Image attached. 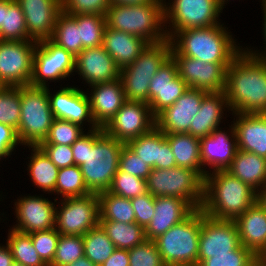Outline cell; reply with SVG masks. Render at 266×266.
Wrapping results in <instances>:
<instances>
[{
	"label": "cell",
	"mask_w": 266,
	"mask_h": 266,
	"mask_svg": "<svg viewBox=\"0 0 266 266\" xmlns=\"http://www.w3.org/2000/svg\"><path fill=\"white\" fill-rule=\"evenodd\" d=\"M125 144L107 135L103 128L89 130L72 145L74 165L80 166L91 193L108 191L119 169V156Z\"/></svg>",
	"instance_id": "cell-1"
},
{
	"label": "cell",
	"mask_w": 266,
	"mask_h": 266,
	"mask_svg": "<svg viewBox=\"0 0 266 266\" xmlns=\"http://www.w3.org/2000/svg\"><path fill=\"white\" fill-rule=\"evenodd\" d=\"M224 92L232 113L266 114V59L243 50L226 70Z\"/></svg>",
	"instance_id": "cell-2"
},
{
	"label": "cell",
	"mask_w": 266,
	"mask_h": 266,
	"mask_svg": "<svg viewBox=\"0 0 266 266\" xmlns=\"http://www.w3.org/2000/svg\"><path fill=\"white\" fill-rule=\"evenodd\" d=\"M224 24L174 32L170 54H181L206 63H231L243 50ZM241 47V48H240Z\"/></svg>",
	"instance_id": "cell-3"
},
{
	"label": "cell",
	"mask_w": 266,
	"mask_h": 266,
	"mask_svg": "<svg viewBox=\"0 0 266 266\" xmlns=\"http://www.w3.org/2000/svg\"><path fill=\"white\" fill-rule=\"evenodd\" d=\"M256 202V191L227 170L204 178L203 213L214 219L235 220Z\"/></svg>",
	"instance_id": "cell-4"
},
{
	"label": "cell",
	"mask_w": 266,
	"mask_h": 266,
	"mask_svg": "<svg viewBox=\"0 0 266 266\" xmlns=\"http://www.w3.org/2000/svg\"><path fill=\"white\" fill-rule=\"evenodd\" d=\"M164 1L153 0L149 4L131 6L110 4L105 15L106 25L140 37L148 44L162 42L168 39L164 29Z\"/></svg>",
	"instance_id": "cell-5"
},
{
	"label": "cell",
	"mask_w": 266,
	"mask_h": 266,
	"mask_svg": "<svg viewBox=\"0 0 266 266\" xmlns=\"http://www.w3.org/2000/svg\"><path fill=\"white\" fill-rule=\"evenodd\" d=\"M202 210L195 209L185 220L154 240L165 266H197Z\"/></svg>",
	"instance_id": "cell-6"
},
{
	"label": "cell",
	"mask_w": 266,
	"mask_h": 266,
	"mask_svg": "<svg viewBox=\"0 0 266 266\" xmlns=\"http://www.w3.org/2000/svg\"><path fill=\"white\" fill-rule=\"evenodd\" d=\"M21 116L17 136L20 145L38 146L46 138L54 115L48 87L20 86Z\"/></svg>",
	"instance_id": "cell-7"
},
{
	"label": "cell",
	"mask_w": 266,
	"mask_h": 266,
	"mask_svg": "<svg viewBox=\"0 0 266 266\" xmlns=\"http://www.w3.org/2000/svg\"><path fill=\"white\" fill-rule=\"evenodd\" d=\"M171 42L147 44L133 63L120 69L127 100L149 104V86L161 65L170 57Z\"/></svg>",
	"instance_id": "cell-8"
},
{
	"label": "cell",
	"mask_w": 266,
	"mask_h": 266,
	"mask_svg": "<svg viewBox=\"0 0 266 266\" xmlns=\"http://www.w3.org/2000/svg\"><path fill=\"white\" fill-rule=\"evenodd\" d=\"M146 185L147 192L154 197H177L187 201L194 209L202 207L204 179L195 170L184 167L152 168Z\"/></svg>",
	"instance_id": "cell-9"
},
{
	"label": "cell",
	"mask_w": 266,
	"mask_h": 266,
	"mask_svg": "<svg viewBox=\"0 0 266 266\" xmlns=\"http://www.w3.org/2000/svg\"><path fill=\"white\" fill-rule=\"evenodd\" d=\"M171 1H164V24L168 38L176 31L220 24L218 18L224 7L218 0Z\"/></svg>",
	"instance_id": "cell-10"
},
{
	"label": "cell",
	"mask_w": 266,
	"mask_h": 266,
	"mask_svg": "<svg viewBox=\"0 0 266 266\" xmlns=\"http://www.w3.org/2000/svg\"><path fill=\"white\" fill-rule=\"evenodd\" d=\"M56 206L55 228L61 235L83 236L99 225V198L95 193L61 199Z\"/></svg>",
	"instance_id": "cell-11"
},
{
	"label": "cell",
	"mask_w": 266,
	"mask_h": 266,
	"mask_svg": "<svg viewBox=\"0 0 266 266\" xmlns=\"http://www.w3.org/2000/svg\"><path fill=\"white\" fill-rule=\"evenodd\" d=\"M37 42L0 40V83L6 87L30 85Z\"/></svg>",
	"instance_id": "cell-12"
},
{
	"label": "cell",
	"mask_w": 266,
	"mask_h": 266,
	"mask_svg": "<svg viewBox=\"0 0 266 266\" xmlns=\"http://www.w3.org/2000/svg\"><path fill=\"white\" fill-rule=\"evenodd\" d=\"M75 61L76 57L50 39L37 42L30 86L47 87L49 80L55 82L66 79L75 72Z\"/></svg>",
	"instance_id": "cell-13"
},
{
	"label": "cell",
	"mask_w": 266,
	"mask_h": 266,
	"mask_svg": "<svg viewBox=\"0 0 266 266\" xmlns=\"http://www.w3.org/2000/svg\"><path fill=\"white\" fill-rule=\"evenodd\" d=\"M155 126V117L145 102L127 100L109 123L104 132L126 144L149 132Z\"/></svg>",
	"instance_id": "cell-14"
},
{
	"label": "cell",
	"mask_w": 266,
	"mask_h": 266,
	"mask_svg": "<svg viewBox=\"0 0 266 266\" xmlns=\"http://www.w3.org/2000/svg\"><path fill=\"white\" fill-rule=\"evenodd\" d=\"M178 75L189 88L222 92L226 88V70L231 63H206L181 54H170Z\"/></svg>",
	"instance_id": "cell-15"
},
{
	"label": "cell",
	"mask_w": 266,
	"mask_h": 266,
	"mask_svg": "<svg viewBox=\"0 0 266 266\" xmlns=\"http://www.w3.org/2000/svg\"><path fill=\"white\" fill-rule=\"evenodd\" d=\"M234 220H220L206 216L202 211L199 235L198 264L212 255L230 254L240 246Z\"/></svg>",
	"instance_id": "cell-16"
},
{
	"label": "cell",
	"mask_w": 266,
	"mask_h": 266,
	"mask_svg": "<svg viewBox=\"0 0 266 266\" xmlns=\"http://www.w3.org/2000/svg\"><path fill=\"white\" fill-rule=\"evenodd\" d=\"M188 88L178 75L176 63L170 56L150 81L148 105L152 115L156 117L173 105Z\"/></svg>",
	"instance_id": "cell-17"
},
{
	"label": "cell",
	"mask_w": 266,
	"mask_h": 266,
	"mask_svg": "<svg viewBox=\"0 0 266 266\" xmlns=\"http://www.w3.org/2000/svg\"><path fill=\"white\" fill-rule=\"evenodd\" d=\"M207 93L206 90L188 88L173 105L155 117V126L164 133H188Z\"/></svg>",
	"instance_id": "cell-18"
},
{
	"label": "cell",
	"mask_w": 266,
	"mask_h": 266,
	"mask_svg": "<svg viewBox=\"0 0 266 266\" xmlns=\"http://www.w3.org/2000/svg\"><path fill=\"white\" fill-rule=\"evenodd\" d=\"M56 204L42 196H23L15 202L17 224L12 228L22 233H33L55 227Z\"/></svg>",
	"instance_id": "cell-19"
},
{
	"label": "cell",
	"mask_w": 266,
	"mask_h": 266,
	"mask_svg": "<svg viewBox=\"0 0 266 266\" xmlns=\"http://www.w3.org/2000/svg\"><path fill=\"white\" fill-rule=\"evenodd\" d=\"M25 15L28 40L40 42L53 36L61 0H16Z\"/></svg>",
	"instance_id": "cell-20"
},
{
	"label": "cell",
	"mask_w": 266,
	"mask_h": 266,
	"mask_svg": "<svg viewBox=\"0 0 266 266\" xmlns=\"http://www.w3.org/2000/svg\"><path fill=\"white\" fill-rule=\"evenodd\" d=\"M48 97L54 118L68 120L82 127L88 122L91 124H88L90 131L98 128L93 121L88 93L85 91L67 86L52 95L48 88Z\"/></svg>",
	"instance_id": "cell-21"
},
{
	"label": "cell",
	"mask_w": 266,
	"mask_h": 266,
	"mask_svg": "<svg viewBox=\"0 0 266 266\" xmlns=\"http://www.w3.org/2000/svg\"><path fill=\"white\" fill-rule=\"evenodd\" d=\"M229 127L231 131L225 132L218 128L208 136L200 138L201 163L206 173L209 172L204 168L206 165L210 166V172L226 170L235 158L238 150L237 137L234 125Z\"/></svg>",
	"instance_id": "cell-22"
},
{
	"label": "cell",
	"mask_w": 266,
	"mask_h": 266,
	"mask_svg": "<svg viewBox=\"0 0 266 266\" xmlns=\"http://www.w3.org/2000/svg\"><path fill=\"white\" fill-rule=\"evenodd\" d=\"M75 72L89 86L109 83L120 78V68L103 46L85 48L77 56Z\"/></svg>",
	"instance_id": "cell-23"
},
{
	"label": "cell",
	"mask_w": 266,
	"mask_h": 266,
	"mask_svg": "<svg viewBox=\"0 0 266 266\" xmlns=\"http://www.w3.org/2000/svg\"><path fill=\"white\" fill-rule=\"evenodd\" d=\"M88 95L93 121L104 128L127 101L121 79L90 86Z\"/></svg>",
	"instance_id": "cell-24"
},
{
	"label": "cell",
	"mask_w": 266,
	"mask_h": 266,
	"mask_svg": "<svg viewBox=\"0 0 266 266\" xmlns=\"http://www.w3.org/2000/svg\"><path fill=\"white\" fill-rule=\"evenodd\" d=\"M195 209L177 197H155V212L145 228L147 240L154 241L172 226L185 220Z\"/></svg>",
	"instance_id": "cell-25"
},
{
	"label": "cell",
	"mask_w": 266,
	"mask_h": 266,
	"mask_svg": "<svg viewBox=\"0 0 266 266\" xmlns=\"http://www.w3.org/2000/svg\"><path fill=\"white\" fill-rule=\"evenodd\" d=\"M232 115L238 149L266 158V114Z\"/></svg>",
	"instance_id": "cell-26"
},
{
	"label": "cell",
	"mask_w": 266,
	"mask_h": 266,
	"mask_svg": "<svg viewBox=\"0 0 266 266\" xmlns=\"http://www.w3.org/2000/svg\"><path fill=\"white\" fill-rule=\"evenodd\" d=\"M234 222L240 244L257 256L266 246V211L255 202Z\"/></svg>",
	"instance_id": "cell-27"
},
{
	"label": "cell",
	"mask_w": 266,
	"mask_h": 266,
	"mask_svg": "<svg viewBox=\"0 0 266 266\" xmlns=\"http://www.w3.org/2000/svg\"><path fill=\"white\" fill-rule=\"evenodd\" d=\"M226 108L230 110L224 91L208 92L203 98L198 113L190 124L188 133L197 138L208 136L219 128L221 119L224 116L223 111Z\"/></svg>",
	"instance_id": "cell-28"
},
{
	"label": "cell",
	"mask_w": 266,
	"mask_h": 266,
	"mask_svg": "<svg viewBox=\"0 0 266 266\" xmlns=\"http://www.w3.org/2000/svg\"><path fill=\"white\" fill-rule=\"evenodd\" d=\"M147 44L140 37L107 26L103 34L102 46L120 69L133 63Z\"/></svg>",
	"instance_id": "cell-29"
},
{
	"label": "cell",
	"mask_w": 266,
	"mask_h": 266,
	"mask_svg": "<svg viewBox=\"0 0 266 266\" xmlns=\"http://www.w3.org/2000/svg\"><path fill=\"white\" fill-rule=\"evenodd\" d=\"M226 170L256 192L266 186V158L264 157L238 149Z\"/></svg>",
	"instance_id": "cell-30"
},
{
	"label": "cell",
	"mask_w": 266,
	"mask_h": 266,
	"mask_svg": "<svg viewBox=\"0 0 266 266\" xmlns=\"http://www.w3.org/2000/svg\"><path fill=\"white\" fill-rule=\"evenodd\" d=\"M165 138L171 146L176 167L195 170L204 179L207 173L201 163L200 138L189 133H165Z\"/></svg>",
	"instance_id": "cell-31"
},
{
	"label": "cell",
	"mask_w": 266,
	"mask_h": 266,
	"mask_svg": "<svg viewBox=\"0 0 266 266\" xmlns=\"http://www.w3.org/2000/svg\"><path fill=\"white\" fill-rule=\"evenodd\" d=\"M32 148L31 157L28 164L29 176L38 188L42 191L54 194L59 168L56 167L46 154L38 146H28Z\"/></svg>",
	"instance_id": "cell-32"
},
{
	"label": "cell",
	"mask_w": 266,
	"mask_h": 266,
	"mask_svg": "<svg viewBox=\"0 0 266 266\" xmlns=\"http://www.w3.org/2000/svg\"><path fill=\"white\" fill-rule=\"evenodd\" d=\"M99 225L117 249L129 250L147 240L145 228L137 223L127 224L117 221H99Z\"/></svg>",
	"instance_id": "cell-33"
},
{
	"label": "cell",
	"mask_w": 266,
	"mask_h": 266,
	"mask_svg": "<svg viewBox=\"0 0 266 266\" xmlns=\"http://www.w3.org/2000/svg\"><path fill=\"white\" fill-rule=\"evenodd\" d=\"M98 195L100 221H117L122 223H135V211L129 198H124L109 191Z\"/></svg>",
	"instance_id": "cell-34"
},
{
	"label": "cell",
	"mask_w": 266,
	"mask_h": 266,
	"mask_svg": "<svg viewBox=\"0 0 266 266\" xmlns=\"http://www.w3.org/2000/svg\"><path fill=\"white\" fill-rule=\"evenodd\" d=\"M50 40L74 57L82 51L77 21L63 11L57 17L53 36Z\"/></svg>",
	"instance_id": "cell-35"
},
{
	"label": "cell",
	"mask_w": 266,
	"mask_h": 266,
	"mask_svg": "<svg viewBox=\"0 0 266 266\" xmlns=\"http://www.w3.org/2000/svg\"><path fill=\"white\" fill-rule=\"evenodd\" d=\"M8 233L6 243L12 252L14 262L24 266H47L34 248L30 234L13 228Z\"/></svg>",
	"instance_id": "cell-36"
},
{
	"label": "cell",
	"mask_w": 266,
	"mask_h": 266,
	"mask_svg": "<svg viewBox=\"0 0 266 266\" xmlns=\"http://www.w3.org/2000/svg\"><path fill=\"white\" fill-rule=\"evenodd\" d=\"M84 256L96 265L104 263L116 249L100 225L83 235Z\"/></svg>",
	"instance_id": "cell-37"
},
{
	"label": "cell",
	"mask_w": 266,
	"mask_h": 266,
	"mask_svg": "<svg viewBox=\"0 0 266 266\" xmlns=\"http://www.w3.org/2000/svg\"><path fill=\"white\" fill-rule=\"evenodd\" d=\"M71 16L77 21L82 50L102 45L103 34L107 26L104 15L78 14Z\"/></svg>",
	"instance_id": "cell-38"
},
{
	"label": "cell",
	"mask_w": 266,
	"mask_h": 266,
	"mask_svg": "<svg viewBox=\"0 0 266 266\" xmlns=\"http://www.w3.org/2000/svg\"><path fill=\"white\" fill-rule=\"evenodd\" d=\"M0 40H28L25 15L16 0H7V10H4V25L0 28Z\"/></svg>",
	"instance_id": "cell-39"
},
{
	"label": "cell",
	"mask_w": 266,
	"mask_h": 266,
	"mask_svg": "<svg viewBox=\"0 0 266 266\" xmlns=\"http://www.w3.org/2000/svg\"><path fill=\"white\" fill-rule=\"evenodd\" d=\"M54 193L61 194L62 198L91 194L84 182L80 166L73 165L59 169Z\"/></svg>",
	"instance_id": "cell-40"
},
{
	"label": "cell",
	"mask_w": 266,
	"mask_h": 266,
	"mask_svg": "<svg viewBox=\"0 0 266 266\" xmlns=\"http://www.w3.org/2000/svg\"><path fill=\"white\" fill-rule=\"evenodd\" d=\"M126 145L151 168L159 169L160 130L156 126Z\"/></svg>",
	"instance_id": "cell-41"
},
{
	"label": "cell",
	"mask_w": 266,
	"mask_h": 266,
	"mask_svg": "<svg viewBox=\"0 0 266 266\" xmlns=\"http://www.w3.org/2000/svg\"><path fill=\"white\" fill-rule=\"evenodd\" d=\"M20 116V87L4 86L0 89V123L9 125L17 131Z\"/></svg>",
	"instance_id": "cell-42"
},
{
	"label": "cell",
	"mask_w": 266,
	"mask_h": 266,
	"mask_svg": "<svg viewBox=\"0 0 266 266\" xmlns=\"http://www.w3.org/2000/svg\"><path fill=\"white\" fill-rule=\"evenodd\" d=\"M84 256L83 236L61 235L50 266H66Z\"/></svg>",
	"instance_id": "cell-43"
},
{
	"label": "cell",
	"mask_w": 266,
	"mask_h": 266,
	"mask_svg": "<svg viewBox=\"0 0 266 266\" xmlns=\"http://www.w3.org/2000/svg\"><path fill=\"white\" fill-rule=\"evenodd\" d=\"M79 124L68 120L55 118L47 138L39 145H68L71 146L85 131Z\"/></svg>",
	"instance_id": "cell-44"
},
{
	"label": "cell",
	"mask_w": 266,
	"mask_h": 266,
	"mask_svg": "<svg viewBox=\"0 0 266 266\" xmlns=\"http://www.w3.org/2000/svg\"><path fill=\"white\" fill-rule=\"evenodd\" d=\"M108 191L129 199L142 196L147 193L146 180L118 169Z\"/></svg>",
	"instance_id": "cell-45"
},
{
	"label": "cell",
	"mask_w": 266,
	"mask_h": 266,
	"mask_svg": "<svg viewBox=\"0 0 266 266\" xmlns=\"http://www.w3.org/2000/svg\"><path fill=\"white\" fill-rule=\"evenodd\" d=\"M197 266H257V256L240 245L230 254L212 255V258L201 261Z\"/></svg>",
	"instance_id": "cell-46"
},
{
	"label": "cell",
	"mask_w": 266,
	"mask_h": 266,
	"mask_svg": "<svg viewBox=\"0 0 266 266\" xmlns=\"http://www.w3.org/2000/svg\"><path fill=\"white\" fill-rule=\"evenodd\" d=\"M59 236L60 233L55 227L30 233L34 248L47 266L52 264Z\"/></svg>",
	"instance_id": "cell-47"
},
{
	"label": "cell",
	"mask_w": 266,
	"mask_h": 266,
	"mask_svg": "<svg viewBox=\"0 0 266 266\" xmlns=\"http://www.w3.org/2000/svg\"><path fill=\"white\" fill-rule=\"evenodd\" d=\"M129 266H165L154 241L144 243L128 250Z\"/></svg>",
	"instance_id": "cell-48"
},
{
	"label": "cell",
	"mask_w": 266,
	"mask_h": 266,
	"mask_svg": "<svg viewBox=\"0 0 266 266\" xmlns=\"http://www.w3.org/2000/svg\"><path fill=\"white\" fill-rule=\"evenodd\" d=\"M110 0H61L62 11L68 15L100 14L106 15Z\"/></svg>",
	"instance_id": "cell-49"
},
{
	"label": "cell",
	"mask_w": 266,
	"mask_h": 266,
	"mask_svg": "<svg viewBox=\"0 0 266 266\" xmlns=\"http://www.w3.org/2000/svg\"><path fill=\"white\" fill-rule=\"evenodd\" d=\"M119 169L144 180H147L152 170V168L133 153L126 144L123 146L119 156Z\"/></svg>",
	"instance_id": "cell-50"
},
{
	"label": "cell",
	"mask_w": 266,
	"mask_h": 266,
	"mask_svg": "<svg viewBox=\"0 0 266 266\" xmlns=\"http://www.w3.org/2000/svg\"><path fill=\"white\" fill-rule=\"evenodd\" d=\"M135 211V223L146 228L155 212V197L149 192L130 199Z\"/></svg>",
	"instance_id": "cell-51"
},
{
	"label": "cell",
	"mask_w": 266,
	"mask_h": 266,
	"mask_svg": "<svg viewBox=\"0 0 266 266\" xmlns=\"http://www.w3.org/2000/svg\"><path fill=\"white\" fill-rule=\"evenodd\" d=\"M51 162L59 169L73 166L74 156L68 145H38Z\"/></svg>",
	"instance_id": "cell-52"
},
{
	"label": "cell",
	"mask_w": 266,
	"mask_h": 266,
	"mask_svg": "<svg viewBox=\"0 0 266 266\" xmlns=\"http://www.w3.org/2000/svg\"><path fill=\"white\" fill-rule=\"evenodd\" d=\"M20 144L17 132L9 125L0 123V159L10 156Z\"/></svg>",
	"instance_id": "cell-53"
},
{
	"label": "cell",
	"mask_w": 266,
	"mask_h": 266,
	"mask_svg": "<svg viewBox=\"0 0 266 266\" xmlns=\"http://www.w3.org/2000/svg\"><path fill=\"white\" fill-rule=\"evenodd\" d=\"M174 167H176V161L171 146L165 138V133L160 130L159 169H171Z\"/></svg>",
	"instance_id": "cell-54"
},
{
	"label": "cell",
	"mask_w": 266,
	"mask_h": 266,
	"mask_svg": "<svg viewBox=\"0 0 266 266\" xmlns=\"http://www.w3.org/2000/svg\"><path fill=\"white\" fill-rule=\"evenodd\" d=\"M100 266H129L128 250L116 248L112 255Z\"/></svg>",
	"instance_id": "cell-55"
},
{
	"label": "cell",
	"mask_w": 266,
	"mask_h": 266,
	"mask_svg": "<svg viewBox=\"0 0 266 266\" xmlns=\"http://www.w3.org/2000/svg\"><path fill=\"white\" fill-rule=\"evenodd\" d=\"M14 263V258L9 246L0 245V266H12Z\"/></svg>",
	"instance_id": "cell-56"
},
{
	"label": "cell",
	"mask_w": 266,
	"mask_h": 266,
	"mask_svg": "<svg viewBox=\"0 0 266 266\" xmlns=\"http://www.w3.org/2000/svg\"><path fill=\"white\" fill-rule=\"evenodd\" d=\"M262 6H263V14H264V16H263V18H264V23H263V34H264V41H265V43H263V44H265V48H264V50H266V1L265 2H262ZM247 49V50H246ZM247 53H249V54H251V55H253V56H255V57H259V58H264V59H266V51H261V52H258L259 50H256L257 51V53H256V51L254 50L253 51V49L251 50V49H248V47L247 48H245L244 49Z\"/></svg>",
	"instance_id": "cell-57"
},
{
	"label": "cell",
	"mask_w": 266,
	"mask_h": 266,
	"mask_svg": "<svg viewBox=\"0 0 266 266\" xmlns=\"http://www.w3.org/2000/svg\"><path fill=\"white\" fill-rule=\"evenodd\" d=\"M153 0H110L111 4L115 5H142L149 4Z\"/></svg>",
	"instance_id": "cell-58"
},
{
	"label": "cell",
	"mask_w": 266,
	"mask_h": 266,
	"mask_svg": "<svg viewBox=\"0 0 266 266\" xmlns=\"http://www.w3.org/2000/svg\"><path fill=\"white\" fill-rule=\"evenodd\" d=\"M256 203L266 211V186L256 192Z\"/></svg>",
	"instance_id": "cell-59"
},
{
	"label": "cell",
	"mask_w": 266,
	"mask_h": 266,
	"mask_svg": "<svg viewBox=\"0 0 266 266\" xmlns=\"http://www.w3.org/2000/svg\"><path fill=\"white\" fill-rule=\"evenodd\" d=\"M66 266H99L91 262L87 257L77 259L75 262L68 264Z\"/></svg>",
	"instance_id": "cell-60"
},
{
	"label": "cell",
	"mask_w": 266,
	"mask_h": 266,
	"mask_svg": "<svg viewBox=\"0 0 266 266\" xmlns=\"http://www.w3.org/2000/svg\"><path fill=\"white\" fill-rule=\"evenodd\" d=\"M4 10H7V0H0V28L4 25Z\"/></svg>",
	"instance_id": "cell-61"
},
{
	"label": "cell",
	"mask_w": 266,
	"mask_h": 266,
	"mask_svg": "<svg viewBox=\"0 0 266 266\" xmlns=\"http://www.w3.org/2000/svg\"><path fill=\"white\" fill-rule=\"evenodd\" d=\"M257 266H266V246L265 248L257 255Z\"/></svg>",
	"instance_id": "cell-62"
},
{
	"label": "cell",
	"mask_w": 266,
	"mask_h": 266,
	"mask_svg": "<svg viewBox=\"0 0 266 266\" xmlns=\"http://www.w3.org/2000/svg\"><path fill=\"white\" fill-rule=\"evenodd\" d=\"M218 1L223 7L226 6V5H224L225 3H228V2H226L228 0H218Z\"/></svg>",
	"instance_id": "cell-63"
},
{
	"label": "cell",
	"mask_w": 266,
	"mask_h": 266,
	"mask_svg": "<svg viewBox=\"0 0 266 266\" xmlns=\"http://www.w3.org/2000/svg\"><path fill=\"white\" fill-rule=\"evenodd\" d=\"M12 266H24V265L17 263V262H14Z\"/></svg>",
	"instance_id": "cell-64"
}]
</instances>
